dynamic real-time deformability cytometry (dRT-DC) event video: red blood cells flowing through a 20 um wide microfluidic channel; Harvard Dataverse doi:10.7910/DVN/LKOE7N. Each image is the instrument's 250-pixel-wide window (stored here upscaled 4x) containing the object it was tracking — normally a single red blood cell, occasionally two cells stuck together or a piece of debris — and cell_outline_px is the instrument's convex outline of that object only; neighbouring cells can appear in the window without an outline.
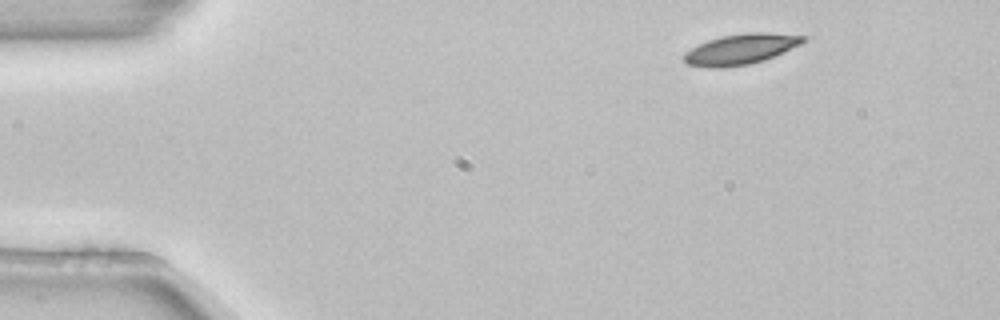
{"species": "common noctule bat (a hibernating species)", "species_latin": "Nyctalus noctula", "temperature_condition": "room temperature", "stored_images_in_passage": 3, "camera_frame_rate_fps": 3000, "um_per_image_px": 0.085, "animal": {"sex": "female", "body_mass_g": 22.7, "forearm_length_mm": 54.2}, "frame": {"image": 1, "passage_image": 1, "time_ms": 0.0, "image_size_px": [1000, 320], "cell_outline_px": [[804, 40], [800, 44], [764, 60], [748, 64], [720, 68], [708, 68], [688, 64], [684, 60], [684, 52], [708, 40], [724, 36], [744, 32], [768, 32], [804, 36]], "centroid_in_image_um": [62.93, 4.18], "position_along_channel_um": 22.1, "area_um2": 20.81}}
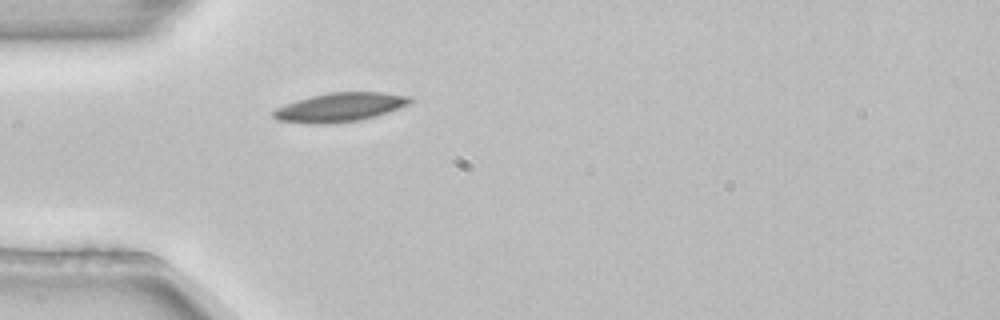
{"frame": {"image": 2, "passage_image": 3, "time_ms": 0.667, "image_size_px": [1000, 320], "cell_outline_px": [[412, 100], [408, 104], [388, 112], [376, 116], [360, 120], [328, 124], [308, 124], [276, 120], [272, 116], [272, 112], [276, 108], [284, 104], [296, 100], [328, 92], [384, 92], [408, 96]], "centroid_in_image_um": [28.84, 9.12], "position_along_channel_um": 56.2, "area_um2": 23.12}}